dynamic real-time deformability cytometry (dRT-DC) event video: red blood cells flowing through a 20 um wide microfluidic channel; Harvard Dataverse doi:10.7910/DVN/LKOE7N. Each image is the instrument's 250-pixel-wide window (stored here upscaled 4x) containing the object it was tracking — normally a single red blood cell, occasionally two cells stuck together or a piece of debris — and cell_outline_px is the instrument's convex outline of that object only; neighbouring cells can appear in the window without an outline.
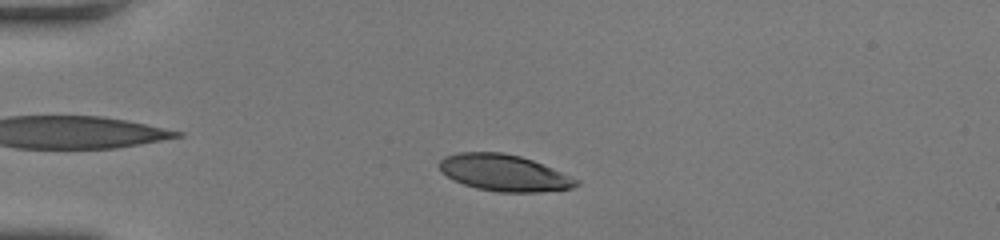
{"species": "human", "species_latin": "Homo sapiens", "temperature_condition": "room temperature", "stored_images_in_passage": 45, "camera_frame_rate_fps": 3000, "um_per_image_px": 0.085, "donor": {"sex": "female"}, "frame": {"image": 1, "passage_image": 8, "time_ms": 2.333, "image_size_px": [1000, 240], "cell_outline_px": [[580, 184], [572, 188], [540, 192], [500, 192], [476, 188], [452, 180], [440, 168], [440, 160], [444, 156], [460, 152], [504, 152], [520, 156], [532, 160], [552, 168], [580, 180]], "centroid_in_image_um": [42.86, 14.69], "position_along_channel_um": 42.1, "area_um2": 29.02}}
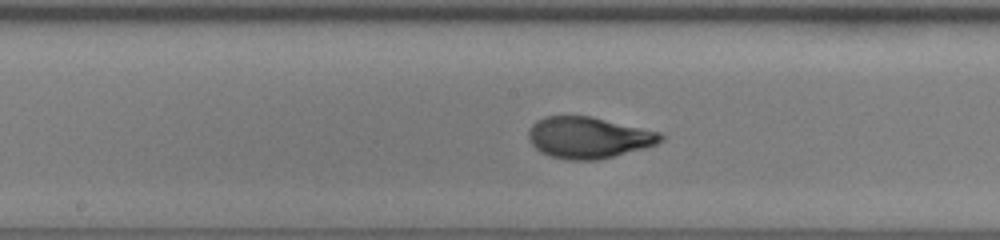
{"frame": {"image": 2, "passage_image": 22, "time_ms": 7.0, "image_size_px": [1000, 240], "cell_outline_px": [[664, 140], [656, 144], [644, 148], [596, 160], [568, 160], [552, 156], [540, 152], [528, 140], [528, 132], [532, 124], [536, 120], [544, 116], [592, 116], [660, 132], [664, 136]], "centroid_in_image_um": [50.01, 11.68], "position_along_channel_um": 198.2, "area_um2": 31.85}}
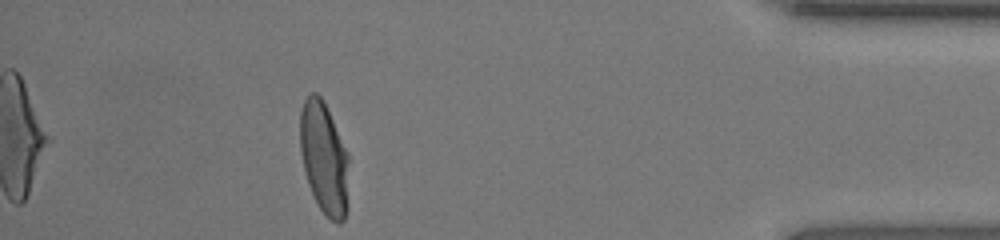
{"frame": {"image": 3, "passage_image": 40, "time_ms": 13.0, "image_size_px": [1000, 240], "cell_outline_px": [[348, 208], [344, 220], [340, 224], [336, 224], [320, 208], [308, 184], [304, 172], [300, 152], [300, 112], [304, 100], [312, 92], [316, 92], [320, 96], [348, 152]], "centroid_in_image_um": [27.55, 13.48], "position_along_channel_um": 407.7, "area_um2": 31.79}, "authors_computed_cell_mechanics": {"area_um2": 31.6166, "velocity_mm_per_s": 4.2324, "shape_relaxation_time_tau1_ms": 2.7366, "shape_relaxation_time_tau2_ms": null, "deformation_change_tau1": 0.1795, "deformation_change_tau2": null}}